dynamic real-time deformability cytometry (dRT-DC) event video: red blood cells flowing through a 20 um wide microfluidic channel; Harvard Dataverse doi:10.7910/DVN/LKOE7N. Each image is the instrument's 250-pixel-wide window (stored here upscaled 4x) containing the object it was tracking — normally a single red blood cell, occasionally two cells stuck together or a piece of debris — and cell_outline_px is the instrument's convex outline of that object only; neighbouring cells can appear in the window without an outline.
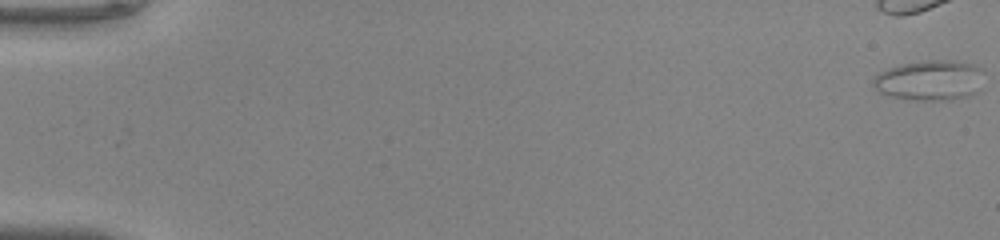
{"species": "common noctule bat (a hibernating species)", "species_latin": "Nyctalus noctula", "temperature_condition": "warm", "stored_images_in_passage": 52, "camera_frame_rate_fps": 3000, "um_per_image_px": 0.085, "animal": {"sex": "male", "body_mass_g": 20.0, "forearm_length_mm": 53.3}, "frame": {"image": 1, "passage_image": 1, "time_ms": 0.0, "image_size_px": [1000, 240], "cell_outline_px": [[984, 72], [980, 92], [972, 96], [952, 100], [912, 100], [892, 96], [880, 92], [872, 84], [872, 76], [888, 68], [900, 64], [924, 60], [952, 60], [972, 64], [984, 68]], "centroid_in_image_um": [79.09, 6.83], "position_along_channel_um": 5.9, "area_um2": 26.65}}
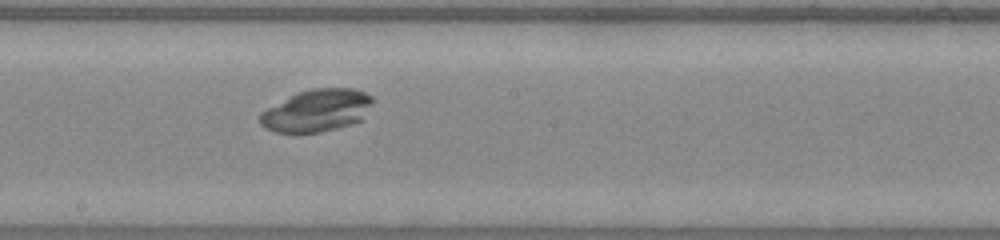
{"frame": {"image": 2, "passage_image": 30, "time_ms": 9.667, "image_size_px": [1000, 240], "cell_outline_px": [[372, 104], [364, 120], [352, 124], [320, 132], [296, 136], [276, 132], [264, 128], [260, 124], [260, 112], [296, 92], [312, 88], [356, 88], [372, 96]], "centroid_in_image_um": [26.92, 9.43], "position_along_channel_um": 221.3, "area_um2": 28.61}}
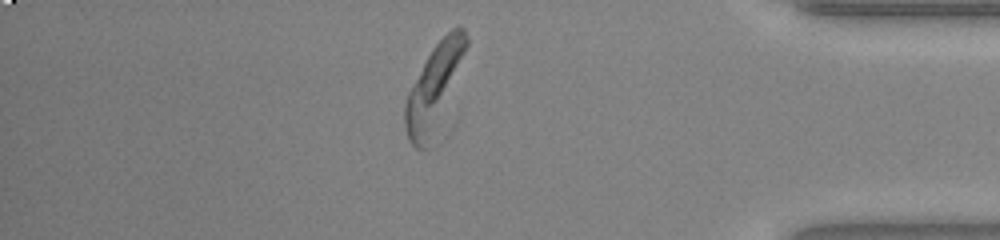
{"frame": {"image": 3, "passage_image": 45, "time_ms": 14.667, "image_size_px": [1000, 240], "cell_outline_px": [[468, 44], [428, 148], [416, 148], [408, 140], [404, 128], [404, 104], [408, 92], [432, 48], [452, 28], [464, 28], [468, 36]], "centroid_in_image_um": [36.83, 7.45], "position_along_channel_um": 398.4, "area_um2": 28.96}, "authors_computed_cell_mechanics": {"area_um2": 27.6284, "velocity_mm_per_s": 4.097, "shape_relaxation_time_tau1_ms": 5.8941, "shape_relaxation_time_tau2_ms": null, "deformation_change_tau1": 0.0976, "deformation_change_tau2": null}}